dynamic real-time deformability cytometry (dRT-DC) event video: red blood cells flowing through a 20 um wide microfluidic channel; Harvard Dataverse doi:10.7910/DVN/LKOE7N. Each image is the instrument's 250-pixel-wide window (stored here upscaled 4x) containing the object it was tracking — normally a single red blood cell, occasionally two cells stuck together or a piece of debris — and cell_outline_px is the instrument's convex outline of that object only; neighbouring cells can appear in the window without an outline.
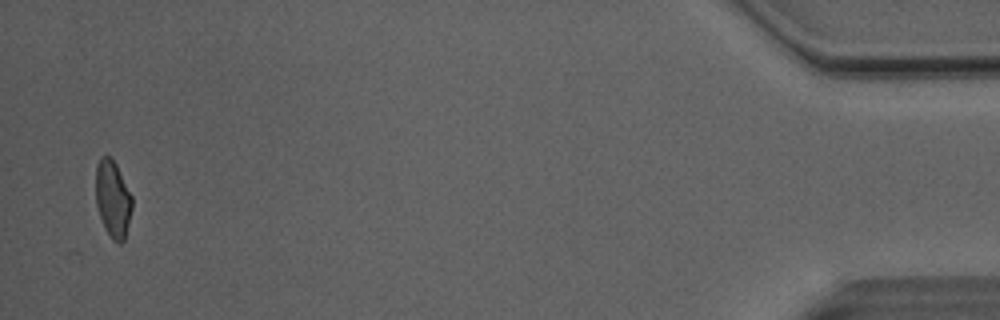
{"species": "Egyptian fruit bat (a non-hibernating species)", "species_latin": "Rousettus aegyptiacus", "temperature_condition": "room temperature", "stored_images_in_passage": 39, "camera_frame_rate_fps": 3000, "um_per_image_px": 0.085, "animal": {"sex": "male"}, "frame": {"image": 1, "passage_image": 38, "time_ms": 12.333, "image_size_px": [1000, 320], "cell_outline_px": [[132, 208], [124, 240], [120, 244], [112, 240], [104, 228], [96, 204], [96, 164], [100, 156], [112, 156], [132, 196]], "centroid_in_image_um": [9.58, 16.9], "position_along_channel_um": 425.6, "area_um2": 16.36}}